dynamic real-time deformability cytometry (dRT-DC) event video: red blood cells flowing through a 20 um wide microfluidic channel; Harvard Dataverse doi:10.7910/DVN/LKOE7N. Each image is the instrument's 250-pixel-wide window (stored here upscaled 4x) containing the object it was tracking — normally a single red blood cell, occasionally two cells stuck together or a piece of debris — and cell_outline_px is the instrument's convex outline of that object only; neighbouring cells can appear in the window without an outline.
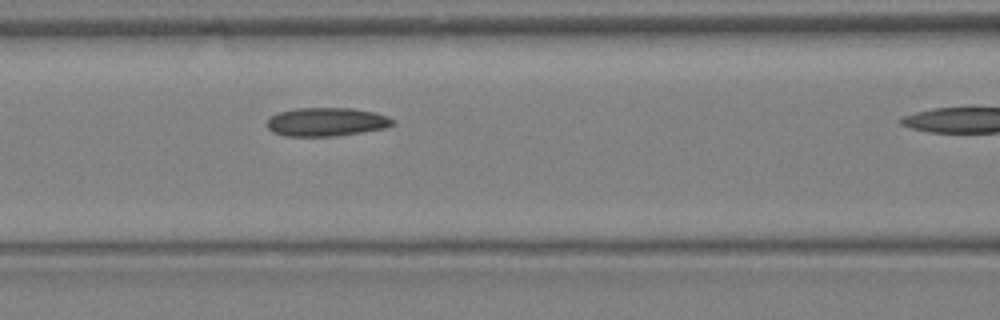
{"species": "Egyptian fruit bat (a non-hibernating species)", "species_latin": "Rousettus aegyptiacus", "temperature_condition": "warm", "stored_images_in_passage": 9, "camera_frame_rate_fps": 3000, "um_per_image_px": 0.085, "animal": {"sex": "female"}, "frame": {"image": 1, "passage_image": 8, "time_ms": 2.333, "image_size_px": [1000, 320], "cell_outline_px": [[396, 124], [384, 128], [336, 136], [284, 136], [272, 132], [268, 128], [268, 120], [272, 116], [280, 112], [296, 108], [352, 108], [372, 112], [388, 116]], "centroid_in_image_um": [27.74, 10.36], "position_along_channel_um": 138.9, "area_um2": 20.75}}